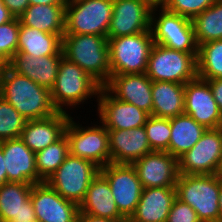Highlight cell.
<instances>
[{"instance_id": "obj_3", "label": "cell", "mask_w": 222, "mask_h": 222, "mask_svg": "<svg viewBox=\"0 0 222 222\" xmlns=\"http://www.w3.org/2000/svg\"><path fill=\"white\" fill-rule=\"evenodd\" d=\"M220 187L221 178L217 174H180L175 185L176 198L192 207L201 222H221Z\"/></svg>"}, {"instance_id": "obj_17", "label": "cell", "mask_w": 222, "mask_h": 222, "mask_svg": "<svg viewBox=\"0 0 222 222\" xmlns=\"http://www.w3.org/2000/svg\"><path fill=\"white\" fill-rule=\"evenodd\" d=\"M97 98L99 118L107 129L139 128L150 117L149 113L137 106L116 99L104 87H101Z\"/></svg>"}, {"instance_id": "obj_35", "label": "cell", "mask_w": 222, "mask_h": 222, "mask_svg": "<svg viewBox=\"0 0 222 222\" xmlns=\"http://www.w3.org/2000/svg\"><path fill=\"white\" fill-rule=\"evenodd\" d=\"M20 20H13L0 25V67L9 66L11 59L17 53Z\"/></svg>"}, {"instance_id": "obj_45", "label": "cell", "mask_w": 222, "mask_h": 222, "mask_svg": "<svg viewBox=\"0 0 222 222\" xmlns=\"http://www.w3.org/2000/svg\"><path fill=\"white\" fill-rule=\"evenodd\" d=\"M219 209H220V217H221V222H222V178H221V187H220V192H219Z\"/></svg>"}, {"instance_id": "obj_15", "label": "cell", "mask_w": 222, "mask_h": 222, "mask_svg": "<svg viewBox=\"0 0 222 222\" xmlns=\"http://www.w3.org/2000/svg\"><path fill=\"white\" fill-rule=\"evenodd\" d=\"M144 188L175 187L179 177L178 158L166 151H152L132 163Z\"/></svg>"}, {"instance_id": "obj_43", "label": "cell", "mask_w": 222, "mask_h": 222, "mask_svg": "<svg viewBox=\"0 0 222 222\" xmlns=\"http://www.w3.org/2000/svg\"><path fill=\"white\" fill-rule=\"evenodd\" d=\"M66 5V0H29V5Z\"/></svg>"}, {"instance_id": "obj_11", "label": "cell", "mask_w": 222, "mask_h": 222, "mask_svg": "<svg viewBox=\"0 0 222 222\" xmlns=\"http://www.w3.org/2000/svg\"><path fill=\"white\" fill-rule=\"evenodd\" d=\"M222 160V127L206 129L199 141L178 158L179 174H217Z\"/></svg>"}, {"instance_id": "obj_23", "label": "cell", "mask_w": 222, "mask_h": 222, "mask_svg": "<svg viewBox=\"0 0 222 222\" xmlns=\"http://www.w3.org/2000/svg\"><path fill=\"white\" fill-rule=\"evenodd\" d=\"M63 54L33 57L16 53L9 67L16 73L30 78L35 83L51 90L55 84Z\"/></svg>"}, {"instance_id": "obj_30", "label": "cell", "mask_w": 222, "mask_h": 222, "mask_svg": "<svg viewBox=\"0 0 222 222\" xmlns=\"http://www.w3.org/2000/svg\"><path fill=\"white\" fill-rule=\"evenodd\" d=\"M197 45L222 39V0H217L210 7L192 19Z\"/></svg>"}, {"instance_id": "obj_2", "label": "cell", "mask_w": 222, "mask_h": 222, "mask_svg": "<svg viewBox=\"0 0 222 222\" xmlns=\"http://www.w3.org/2000/svg\"><path fill=\"white\" fill-rule=\"evenodd\" d=\"M65 58L77 64L102 87L111 76L107 37L93 34H64Z\"/></svg>"}, {"instance_id": "obj_37", "label": "cell", "mask_w": 222, "mask_h": 222, "mask_svg": "<svg viewBox=\"0 0 222 222\" xmlns=\"http://www.w3.org/2000/svg\"><path fill=\"white\" fill-rule=\"evenodd\" d=\"M167 222H201L198 219L196 211L188 204L175 199L170 212L168 214Z\"/></svg>"}, {"instance_id": "obj_18", "label": "cell", "mask_w": 222, "mask_h": 222, "mask_svg": "<svg viewBox=\"0 0 222 222\" xmlns=\"http://www.w3.org/2000/svg\"><path fill=\"white\" fill-rule=\"evenodd\" d=\"M103 87L116 99L152 115V80L146 73L111 75Z\"/></svg>"}, {"instance_id": "obj_16", "label": "cell", "mask_w": 222, "mask_h": 222, "mask_svg": "<svg viewBox=\"0 0 222 222\" xmlns=\"http://www.w3.org/2000/svg\"><path fill=\"white\" fill-rule=\"evenodd\" d=\"M30 198L40 222H77L79 205L61 197L46 182L33 184Z\"/></svg>"}, {"instance_id": "obj_31", "label": "cell", "mask_w": 222, "mask_h": 222, "mask_svg": "<svg viewBox=\"0 0 222 222\" xmlns=\"http://www.w3.org/2000/svg\"><path fill=\"white\" fill-rule=\"evenodd\" d=\"M197 77L204 80L222 79V39L198 46Z\"/></svg>"}, {"instance_id": "obj_27", "label": "cell", "mask_w": 222, "mask_h": 222, "mask_svg": "<svg viewBox=\"0 0 222 222\" xmlns=\"http://www.w3.org/2000/svg\"><path fill=\"white\" fill-rule=\"evenodd\" d=\"M185 84L152 81V115L172 118L184 114Z\"/></svg>"}, {"instance_id": "obj_22", "label": "cell", "mask_w": 222, "mask_h": 222, "mask_svg": "<svg viewBox=\"0 0 222 222\" xmlns=\"http://www.w3.org/2000/svg\"><path fill=\"white\" fill-rule=\"evenodd\" d=\"M71 116L66 112L44 118L27 120L20 139L34 153L55 143L65 134V127Z\"/></svg>"}, {"instance_id": "obj_41", "label": "cell", "mask_w": 222, "mask_h": 222, "mask_svg": "<svg viewBox=\"0 0 222 222\" xmlns=\"http://www.w3.org/2000/svg\"><path fill=\"white\" fill-rule=\"evenodd\" d=\"M14 18V15L4 5L3 0H0V25L13 20Z\"/></svg>"}, {"instance_id": "obj_8", "label": "cell", "mask_w": 222, "mask_h": 222, "mask_svg": "<svg viewBox=\"0 0 222 222\" xmlns=\"http://www.w3.org/2000/svg\"><path fill=\"white\" fill-rule=\"evenodd\" d=\"M99 173L100 168L91 161L69 154L45 182L64 199L80 205Z\"/></svg>"}, {"instance_id": "obj_20", "label": "cell", "mask_w": 222, "mask_h": 222, "mask_svg": "<svg viewBox=\"0 0 222 222\" xmlns=\"http://www.w3.org/2000/svg\"><path fill=\"white\" fill-rule=\"evenodd\" d=\"M107 130L113 164H132L152 152L144 126L131 130Z\"/></svg>"}, {"instance_id": "obj_12", "label": "cell", "mask_w": 222, "mask_h": 222, "mask_svg": "<svg viewBox=\"0 0 222 222\" xmlns=\"http://www.w3.org/2000/svg\"><path fill=\"white\" fill-rule=\"evenodd\" d=\"M107 179L119 213L128 220L139 203L143 187L132 164L109 163L100 169Z\"/></svg>"}, {"instance_id": "obj_34", "label": "cell", "mask_w": 222, "mask_h": 222, "mask_svg": "<svg viewBox=\"0 0 222 222\" xmlns=\"http://www.w3.org/2000/svg\"><path fill=\"white\" fill-rule=\"evenodd\" d=\"M144 128L152 151L169 152L170 118L150 115Z\"/></svg>"}, {"instance_id": "obj_14", "label": "cell", "mask_w": 222, "mask_h": 222, "mask_svg": "<svg viewBox=\"0 0 222 222\" xmlns=\"http://www.w3.org/2000/svg\"><path fill=\"white\" fill-rule=\"evenodd\" d=\"M153 6L146 0H113L107 38L135 35L150 30Z\"/></svg>"}, {"instance_id": "obj_40", "label": "cell", "mask_w": 222, "mask_h": 222, "mask_svg": "<svg viewBox=\"0 0 222 222\" xmlns=\"http://www.w3.org/2000/svg\"><path fill=\"white\" fill-rule=\"evenodd\" d=\"M77 222H117L115 220L93 216L85 213H79Z\"/></svg>"}, {"instance_id": "obj_10", "label": "cell", "mask_w": 222, "mask_h": 222, "mask_svg": "<svg viewBox=\"0 0 222 222\" xmlns=\"http://www.w3.org/2000/svg\"><path fill=\"white\" fill-rule=\"evenodd\" d=\"M72 119L70 117L65 127L70 154L89 160L100 169L111 163L107 128L103 124L102 126L95 125L82 128Z\"/></svg>"}, {"instance_id": "obj_42", "label": "cell", "mask_w": 222, "mask_h": 222, "mask_svg": "<svg viewBox=\"0 0 222 222\" xmlns=\"http://www.w3.org/2000/svg\"><path fill=\"white\" fill-rule=\"evenodd\" d=\"M7 171L5 167V160L2 148L0 147V186L7 183Z\"/></svg>"}, {"instance_id": "obj_9", "label": "cell", "mask_w": 222, "mask_h": 222, "mask_svg": "<svg viewBox=\"0 0 222 222\" xmlns=\"http://www.w3.org/2000/svg\"><path fill=\"white\" fill-rule=\"evenodd\" d=\"M156 8L159 7L154 6L152 9L150 23L154 43L181 52L198 53L192 20L170 12L163 6H160L161 13L157 19L153 15L157 10Z\"/></svg>"}, {"instance_id": "obj_21", "label": "cell", "mask_w": 222, "mask_h": 222, "mask_svg": "<svg viewBox=\"0 0 222 222\" xmlns=\"http://www.w3.org/2000/svg\"><path fill=\"white\" fill-rule=\"evenodd\" d=\"M33 184L7 182L0 186V222L36 219L30 194Z\"/></svg>"}, {"instance_id": "obj_29", "label": "cell", "mask_w": 222, "mask_h": 222, "mask_svg": "<svg viewBox=\"0 0 222 222\" xmlns=\"http://www.w3.org/2000/svg\"><path fill=\"white\" fill-rule=\"evenodd\" d=\"M170 127L169 153L176 158L190 150L206 131L204 126L185 113L170 118Z\"/></svg>"}, {"instance_id": "obj_33", "label": "cell", "mask_w": 222, "mask_h": 222, "mask_svg": "<svg viewBox=\"0 0 222 222\" xmlns=\"http://www.w3.org/2000/svg\"><path fill=\"white\" fill-rule=\"evenodd\" d=\"M26 122L27 119L0 95V141L20 138Z\"/></svg>"}, {"instance_id": "obj_46", "label": "cell", "mask_w": 222, "mask_h": 222, "mask_svg": "<svg viewBox=\"0 0 222 222\" xmlns=\"http://www.w3.org/2000/svg\"><path fill=\"white\" fill-rule=\"evenodd\" d=\"M217 175L222 178V160H221V164H220V167H219V170L217 172Z\"/></svg>"}, {"instance_id": "obj_47", "label": "cell", "mask_w": 222, "mask_h": 222, "mask_svg": "<svg viewBox=\"0 0 222 222\" xmlns=\"http://www.w3.org/2000/svg\"><path fill=\"white\" fill-rule=\"evenodd\" d=\"M27 222H40L38 219H34V220H31V221H27Z\"/></svg>"}, {"instance_id": "obj_13", "label": "cell", "mask_w": 222, "mask_h": 222, "mask_svg": "<svg viewBox=\"0 0 222 222\" xmlns=\"http://www.w3.org/2000/svg\"><path fill=\"white\" fill-rule=\"evenodd\" d=\"M184 113L206 129L222 127V113L207 80L196 77L184 87Z\"/></svg>"}, {"instance_id": "obj_32", "label": "cell", "mask_w": 222, "mask_h": 222, "mask_svg": "<svg viewBox=\"0 0 222 222\" xmlns=\"http://www.w3.org/2000/svg\"><path fill=\"white\" fill-rule=\"evenodd\" d=\"M69 154V141L65 134L55 143L36 152V169L39 178L43 182L49 179Z\"/></svg>"}, {"instance_id": "obj_36", "label": "cell", "mask_w": 222, "mask_h": 222, "mask_svg": "<svg viewBox=\"0 0 222 222\" xmlns=\"http://www.w3.org/2000/svg\"><path fill=\"white\" fill-rule=\"evenodd\" d=\"M216 1L217 0H168L163 7L170 12L192 20Z\"/></svg>"}, {"instance_id": "obj_44", "label": "cell", "mask_w": 222, "mask_h": 222, "mask_svg": "<svg viewBox=\"0 0 222 222\" xmlns=\"http://www.w3.org/2000/svg\"><path fill=\"white\" fill-rule=\"evenodd\" d=\"M150 3L153 7L154 6H163L168 0H146Z\"/></svg>"}, {"instance_id": "obj_4", "label": "cell", "mask_w": 222, "mask_h": 222, "mask_svg": "<svg viewBox=\"0 0 222 222\" xmlns=\"http://www.w3.org/2000/svg\"><path fill=\"white\" fill-rule=\"evenodd\" d=\"M101 85L74 62L61 58L55 84L50 90L54 107L66 112L63 106H76L87 98L99 95Z\"/></svg>"}, {"instance_id": "obj_19", "label": "cell", "mask_w": 222, "mask_h": 222, "mask_svg": "<svg viewBox=\"0 0 222 222\" xmlns=\"http://www.w3.org/2000/svg\"><path fill=\"white\" fill-rule=\"evenodd\" d=\"M8 182L39 184L35 153L20 138L0 141Z\"/></svg>"}, {"instance_id": "obj_25", "label": "cell", "mask_w": 222, "mask_h": 222, "mask_svg": "<svg viewBox=\"0 0 222 222\" xmlns=\"http://www.w3.org/2000/svg\"><path fill=\"white\" fill-rule=\"evenodd\" d=\"M112 194L109 182L99 173L89 185L86 195L79 205V213L109 218L117 222H127L119 213Z\"/></svg>"}, {"instance_id": "obj_1", "label": "cell", "mask_w": 222, "mask_h": 222, "mask_svg": "<svg viewBox=\"0 0 222 222\" xmlns=\"http://www.w3.org/2000/svg\"><path fill=\"white\" fill-rule=\"evenodd\" d=\"M0 95L27 120L44 119L58 112L49 89L9 66L0 67Z\"/></svg>"}, {"instance_id": "obj_28", "label": "cell", "mask_w": 222, "mask_h": 222, "mask_svg": "<svg viewBox=\"0 0 222 222\" xmlns=\"http://www.w3.org/2000/svg\"><path fill=\"white\" fill-rule=\"evenodd\" d=\"M17 53L33 57L63 54L62 37L20 23Z\"/></svg>"}, {"instance_id": "obj_39", "label": "cell", "mask_w": 222, "mask_h": 222, "mask_svg": "<svg viewBox=\"0 0 222 222\" xmlns=\"http://www.w3.org/2000/svg\"><path fill=\"white\" fill-rule=\"evenodd\" d=\"M218 108L222 113V79L207 80Z\"/></svg>"}, {"instance_id": "obj_7", "label": "cell", "mask_w": 222, "mask_h": 222, "mask_svg": "<svg viewBox=\"0 0 222 222\" xmlns=\"http://www.w3.org/2000/svg\"><path fill=\"white\" fill-rule=\"evenodd\" d=\"M197 54L177 51L154 43L146 75L152 81L186 84L197 77Z\"/></svg>"}, {"instance_id": "obj_38", "label": "cell", "mask_w": 222, "mask_h": 222, "mask_svg": "<svg viewBox=\"0 0 222 222\" xmlns=\"http://www.w3.org/2000/svg\"><path fill=\"white\" fill-rule=\"evenodd\" d=\"M4 5L14 15L19 17L29 6V0H3Z\"/></svg>"}, {"instance_id": "obj_5", "label": "cell", "mask_w": 222, "mask_h": 222, "mask_svg": "<svg viewBox=\"0 0 222 222\" xmlns=\"http://www.w3.org/2000/svg\"><path fill=\"white\" fill-rule=\"evenodd\" d=\"M107 39L111 75L146 73L149 55L154 45L150 30Z\"/></svg>"}, {"instance_id": "obj_6", "label": "cell", "mask_w": 222, "mask_h": 222, "mask_svg": "<svg viewBox=\"0 0 222 222\" xmlns=\"http://www.w3.org/2000/svg\"><path fill=\"white\" fill-rule=\"evenodd\" d=\"M113 0H66L64 34L107 37Z\"/></svg>"}, {"instance_id": "obj_26", "label": "cell", "mask_w": 222, "mask_h": 222, "mask_svg": "<svg viewBox=\"0 0 222 222\" xmlns=\"http://www.w3.org/2000/svg\"><path fill=\"white\" fill-rule=\"evenodd\" d=\"M18 18L26 27L64 36L65 5H29Z\"/></svg>"}, {"instance_id": "obj_24", "label": "cell", "mask_w": 222, "mask_h": 222, "mask_svg": "<svg viewBox=\"0 0 222 222\" xmlns=\"http://www.w3.org/2000/svg\"><path fill=\"white\" fill-rule=\"evenodd\" d=\"M175 199V187L144 188L139 203L127 222H167Z\"/></svg>"}]
</instances>
